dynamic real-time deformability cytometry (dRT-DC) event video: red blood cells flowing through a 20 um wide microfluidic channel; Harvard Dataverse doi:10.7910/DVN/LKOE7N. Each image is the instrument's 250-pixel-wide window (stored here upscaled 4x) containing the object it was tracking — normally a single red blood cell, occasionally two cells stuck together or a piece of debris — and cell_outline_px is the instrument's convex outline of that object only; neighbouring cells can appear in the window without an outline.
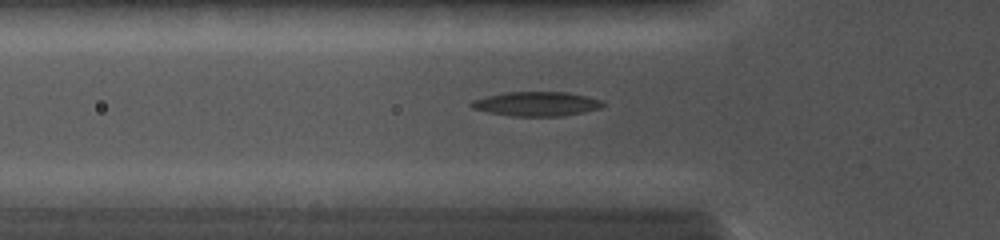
{"species": "common noctule bat (a hibernating species)", "species_latin": "Nyctalus noctula", "temperature_condition": "cold", "stored_images_in_passage": 17, "camera_frame_rate_fps": 5000, "um_per_image_px": 0.085, "animal": {"sex": "female", "body_mass_g": 19.0, "forearm_length_mm": 56.7}, "frame": {"image": 1, "passage_image": 7, "time_ms": 2.8, "image_size_px": [1000, 240], "cell_outline_px": [[608, 104], [604, 108], [584, 112], [560, 116], [512, 116], [488, 112], [472, 108], [468, 104], [472, 100], [504, 92], [568, 92], [588, 96], [604, 100]], "centroid_in_image_um": [45.69, 8.82], "position_along_channel_um": 80.1, "area_um2": 18.96}}
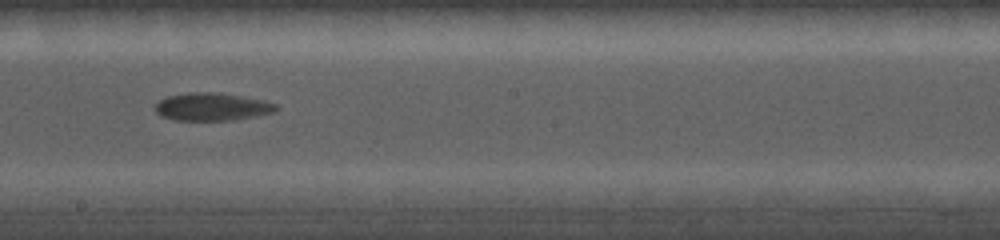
{"frame": {"image": 2, "passage_image": 14, "time_ms": 6.4, "image_size_px": [1000, 240], "cell_outline_px": [[280, 108], [276, 112], [236, 120], [176, 120], [160, 116], [152, 108], [164, 96], [192, 92], [212, 92], [244, 96], [264, 100], [276, 104]], "centroid_in_image_um": [18.03, 9.07], "position_along_channel_um": 230.2, "area_um2": 19.88}}
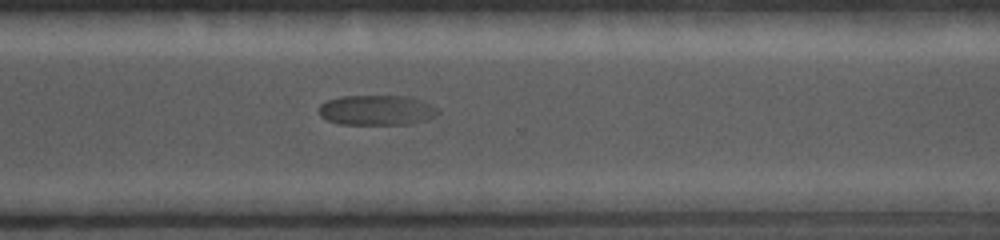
{"frame": {"image": 3, "passage_image": 17, "time_ms": 9.0, "image_size_px": [1000, 240], "cell_outline_px": [[440, 112], [436, 116], [424, 120], [408, 124], [340, 124], [328, 120], [320, 116], [320, 104], [328, 100], [340, 96], [408, 96], [424, 100], [432, 104]], "centroid_in_image_um": [32.05, 9.35], "position_along_channel_um": 338.5, "area_um2": 20.92}}